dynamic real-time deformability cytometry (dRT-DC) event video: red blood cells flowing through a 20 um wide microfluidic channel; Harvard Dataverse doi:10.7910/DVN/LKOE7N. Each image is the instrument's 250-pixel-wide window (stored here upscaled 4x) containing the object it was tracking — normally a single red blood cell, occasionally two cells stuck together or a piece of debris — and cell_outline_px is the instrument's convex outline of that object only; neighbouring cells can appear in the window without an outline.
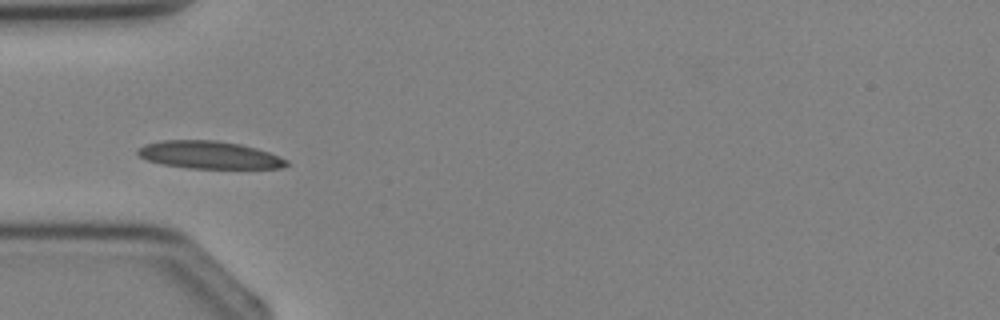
{"species": "Egyptian fruit bat (a non-hibernating species)", "species_latin": "Rousettus aegyptiacus", "temperature_condition": "cold", "stored_images_in_passage": 2, "camera_frame_rate_fps": 3000, "um_per_image_px": 0.085, "animal": {"sex": "female"}, "frame": {"image": 1, "passage_image": 2, "time_ms": 2.0, "image_size_px": [1000, 320], "cell_outline_px": [[288, 164], [280, 168], [188, 168], [160, 164], [148, 160], [140, 156], [136, 152], [136, 148], [144, 144], [160, 140], [216, 140], [240, 144], [256, 148], [280, 156], [288, 160]], "centroid_in_image_um": [17.74, 13.16], "position_along_channel_um": 67.3, "area_um2": 23.99}}